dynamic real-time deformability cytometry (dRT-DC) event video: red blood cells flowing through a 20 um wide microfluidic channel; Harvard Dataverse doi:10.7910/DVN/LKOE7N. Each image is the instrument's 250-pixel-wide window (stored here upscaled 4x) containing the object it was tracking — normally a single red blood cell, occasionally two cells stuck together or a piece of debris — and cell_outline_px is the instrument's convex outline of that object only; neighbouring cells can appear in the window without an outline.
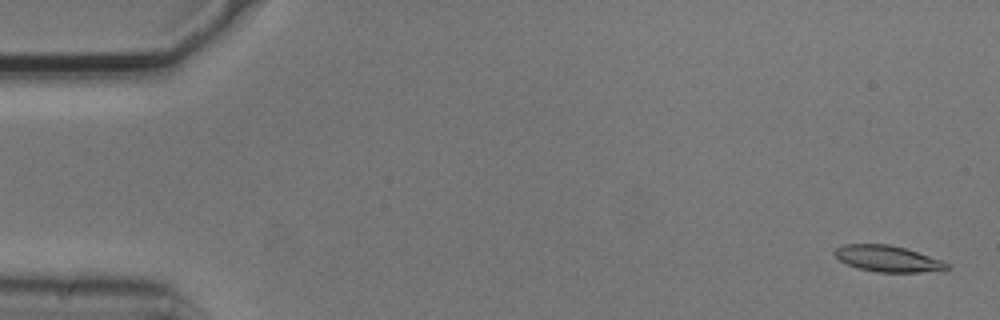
{"species": "common noctule bat (a hibernating species)", "species_latin": "Nyctalus noctula", "temperature_condition": "cold", "stored_images_in_passage": 5, "camera_frame_rate_fps": 3000, "um_per_image_px": 0.085, "animal": {"sex": "male", "body_mass_g": 20.5, "forearm_length_mm": 52.5}, "frame": {"image": 1, "passage_image": 1, "time_ms": 0.0, "image_size_px": [1000, 320], "cell_outline_px": [[952, 268], [944, 272], [876, 272], [860, 268], [848, 264], [840, 260], [832, 252], [836, 248], [844, 244], [888, 244], [904, 248], [940, 260], [948, 264]], "centroid_in_image_um": [75.5, 22.0], "position_along_channel_um": 9.5, "area_um2": 17.11}}
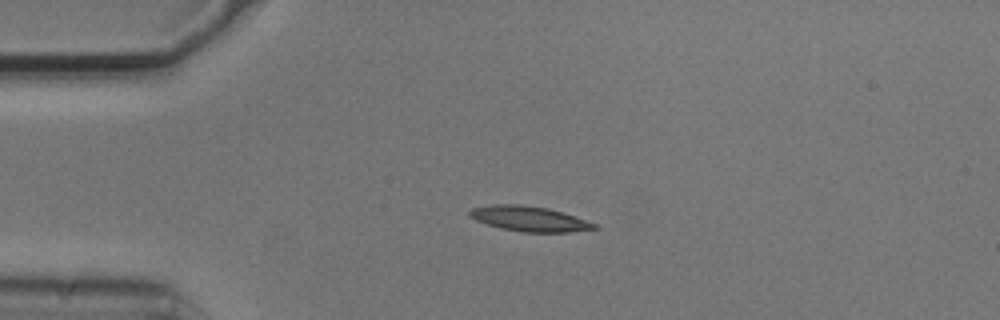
{"frame": {"image": 2, "passage_image": 4, "time_ms": 1.0, "image_size_px": [1000, 320], "cell_outline_px": [[600, 228], [568, 232], [524, 232], [500, 228], [476, 220], [468, 216], [468, 212], [472, 208], [492, 204], [520, 204], [548, 208], [564, 212], [596, 224]], "centroid_in_image_um": [44.98, 18.59], "position_along_channel_um": 40.0, "area_um2": 18.26}}